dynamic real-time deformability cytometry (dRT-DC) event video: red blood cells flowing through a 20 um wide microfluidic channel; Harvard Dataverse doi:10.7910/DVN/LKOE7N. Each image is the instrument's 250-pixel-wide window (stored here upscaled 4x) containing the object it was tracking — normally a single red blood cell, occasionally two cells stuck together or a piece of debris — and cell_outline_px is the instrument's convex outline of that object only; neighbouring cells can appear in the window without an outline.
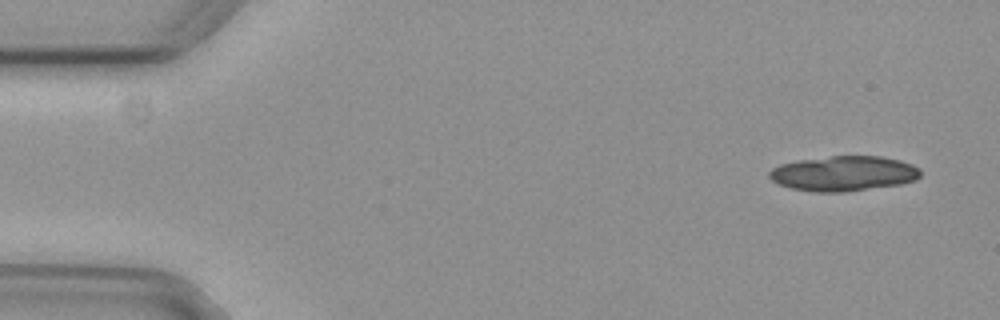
{"species": "common noctule bat (a hibernating species)", "species_latin": "Nyctalus noctula", "temperature_condition": "cold", "stored_images_in_passage": 9, "segment_of_instrument_passage": [1, 2], "camera_frame_rate_fps": 3000, "um_per_image_px": 0.085, "animal": {"sex": "female", "body_mass_g": 29.2, "forearm_length_mm": 56.3}, "frame": {"image": 1, "passage_image": 1, "time_ms": 0.0, "image_size_px": [1000, 320], "cell_outline_px": [[920, 176], [916, 180], [900, 184], [844, 192], [812, 192], [788, 188], [776, 184], [768, 176], [768, 172], [772, 168], [780, 164], [796, 160], [832, 156], [880, 156], [900, 160], [912, 164], [920, 168]], "centroid_in_image_um": [71.67, 14.75], "position_along_channel_um": 13.3, "area_um2": 31.21}}